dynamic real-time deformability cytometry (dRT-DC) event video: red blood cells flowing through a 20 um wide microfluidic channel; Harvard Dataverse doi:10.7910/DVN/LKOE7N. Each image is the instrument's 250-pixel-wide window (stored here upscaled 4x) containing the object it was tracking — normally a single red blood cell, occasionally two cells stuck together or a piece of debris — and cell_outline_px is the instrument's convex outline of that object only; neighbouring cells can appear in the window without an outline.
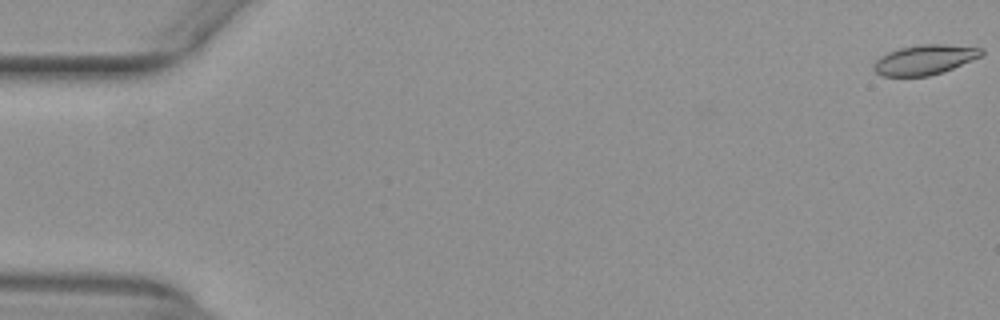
{"species": "common noctule bat (a hibernating species)", "species_latin": "Nyctalus noctula", "temperature_condition": "warm", "stored_images_in_passage": 54, "camera_frame_rate_fps": 3000, "um_per_image_px": 0.085, "animal": {"sex": "female", "body_mass_g": 29.2, "forearm_length_mm": 56.3}, "frame": {"image": 1, "passage_image": 1, "time_ms": 0.0, "image_size_px": [1000, 320], "cell_outline_px": [[984, 52], [980, 56], [952, 68], [928, 76], [880, 76], [872, 68], [872, 64], [880, 56], [888, 52], [900, 48], [920, 44], [944, 44], [984, 48]], "centroid_in_image_um": [78.55, 5.07], "position_along_channel_um": 6.5, "area_um2": 18.61}}
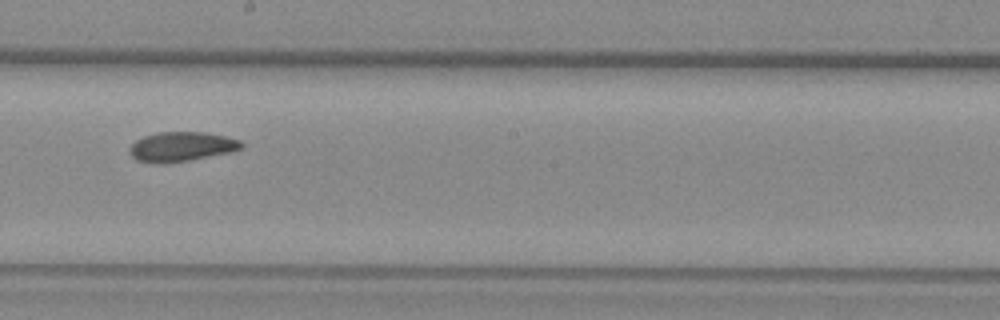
{"frame": {"image": 2, "passage_image": 31, "time_ms": 10.0, "image_size_px": [1000, 320], "cell_outline_px": [[244, 148], [228, 152], [188, 160], [160, 164], [136, 160], [128, 152], [128, 148], [136, 140], [144, 136], [156, 132], [204, 132], [224, 136], [240, 140], [244, 144]], "centroid_in_image_um": [15.39, 12.46], "position_along_channel_um": 232.8, "area_um2": 19.19}}
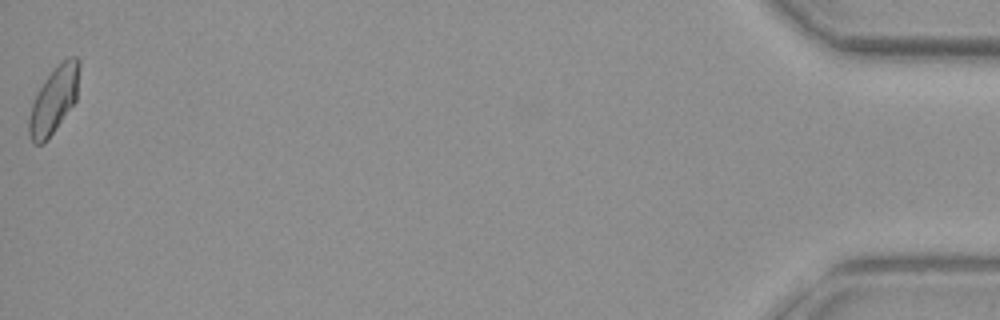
{"frame": {"image": 3, "passage_image": 54, "time_ms": 17.667, "image_size_px": [1000, 320], "cell_outline_px": [[80, 68], [76, 100], [48, 140], [44, 144], [36, 144], [32, 140], [28, 132], [28, 120], [32, 104], [44, 80], [68, 56], [76, 56], [80, 60]], "centroid_in_image_um": [4.6, 8.51], "position_along_channel_um": 430.6, "area_um2": 19.25}, "authors_computed_cell_mechanics": {"area_um2": 19.1896, "velocity_mm_per_s": 3.9286, "shape_relaxation_time_tau1_ms": 3.4468, "shape_relaxation_time_tau2_ms": 3.9554, "deformation_change_tau1": 0.1183, "deformation_change_tau2": 0.0884}}